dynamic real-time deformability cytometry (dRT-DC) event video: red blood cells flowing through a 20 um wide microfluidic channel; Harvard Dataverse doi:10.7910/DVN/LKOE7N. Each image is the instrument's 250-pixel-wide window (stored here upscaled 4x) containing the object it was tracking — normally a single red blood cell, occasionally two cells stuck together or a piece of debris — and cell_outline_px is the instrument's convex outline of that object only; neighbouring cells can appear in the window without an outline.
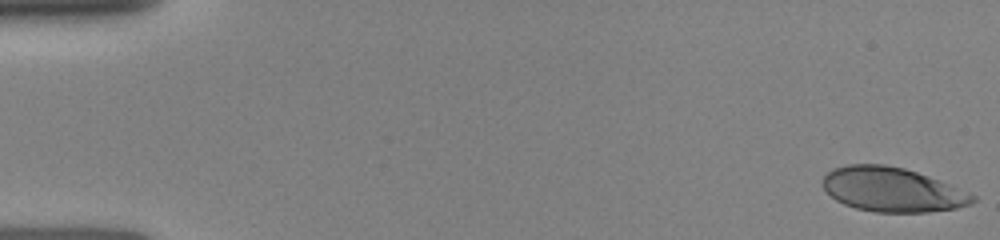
{"species": "human", "species_latin": "Homo sapiens", "temperature_condition": "room temperature", "stored_images_in_passage": 11, "camera_frame_rate_fps": 3000, "um_per_image_px": 0.085, "donor": {"sex": "female"}, "frame": {"image": 1, "passage_image": 1, "time_ms": 0.0, "image_size_px": [1000, 240], "cell_outline_px": [[976, 200], [972, 204], [956, 208], [928, 212], [876, 212], [856, 208], [844, 204], [836, 200], [820, 184], [824, 176], [832, 168], [848, 164], [884, 164], [904, 168], [916, 172], [948, 184], [968, 192], [976, 196]], "centroid_in_image_um": [75.81, 16.11], "position_along_channel_um": 9.2, "area_um2": 38.61}}
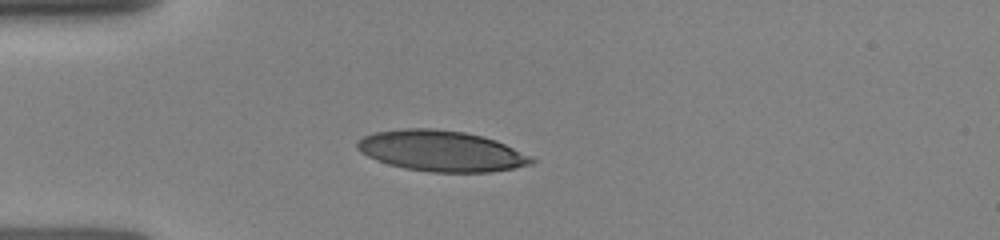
{"frame": {"image": 2, "passage_image": 7, "time_ms": 4.0, "image_size_px": [1000, 240], "cell_outline_px": [[536, 160], [532, 164], [492, 172], [432, 172], [404, 168], [388, 164], [376, 160], [360, 152], [356, 148], [356, 144], [364, 136], [376, 132], [408, 128], [428, 128], [464, 132], [496, 140], [532, 156]], "centroid_in_image_um": [37.52, 12.84], "position_along_channel_um": 47.5, "area_um2": 41.21}}
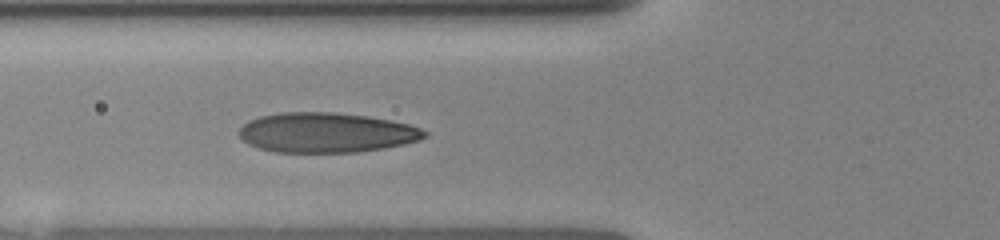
{"frame": {"image": 3, "passage_image": 11, "time_ms": 5.667, "image_size_px": [1000, 240], "cell_outline_px": [[428, 136], [420, 140], [404, 144], [384, 148], [356, 152], [276, 152], [260, 148], [248, 144], [240, 136], [240, 128], [248, 120], [260, 116], [280, 112], [332, 112], [368, 116], [408, 124], [420, 128], [428, 132]], "centroid_in_image_um": [27.75, 11.27], "position_along_channel_um": 98.0, "area_um2": 43.06}}